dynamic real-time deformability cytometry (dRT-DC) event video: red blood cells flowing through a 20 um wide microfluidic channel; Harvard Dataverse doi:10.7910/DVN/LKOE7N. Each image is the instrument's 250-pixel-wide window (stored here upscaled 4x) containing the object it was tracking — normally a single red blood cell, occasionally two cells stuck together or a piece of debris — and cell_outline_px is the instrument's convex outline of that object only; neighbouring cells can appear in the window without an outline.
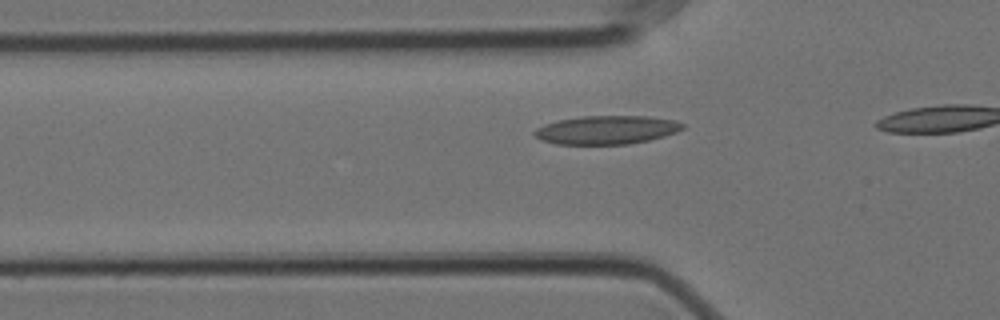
{"species": "Egyptian fruit bat (a non-hibernating species)", "species_latin": "Rousettus aegyptiacus", "temperature_condition": "cold", "stored_images_in_passage": 13, "camera_frame_rate_fps": 3000, "um_per_image_px": 0.085, "animal": {"sex": "female"}, "frame": {"image": 1, "passage_image": 10, "time_ms": 3.0, "image_size_px": [1000, 320], "cell_outline_px": [[684, 128], [676, 132], [664, 136], [648, 140], [628, 144], [556, 144], [540, 140], [532, 132], [536, 128], [544, 124], [556, 120], [580, 116], [648, 116], [676, 120], [684, 124]], "centroid_in_image_um": [51.54, 11.03], "position_along_channel_um": 74.3, "area_um2": 24.8}}